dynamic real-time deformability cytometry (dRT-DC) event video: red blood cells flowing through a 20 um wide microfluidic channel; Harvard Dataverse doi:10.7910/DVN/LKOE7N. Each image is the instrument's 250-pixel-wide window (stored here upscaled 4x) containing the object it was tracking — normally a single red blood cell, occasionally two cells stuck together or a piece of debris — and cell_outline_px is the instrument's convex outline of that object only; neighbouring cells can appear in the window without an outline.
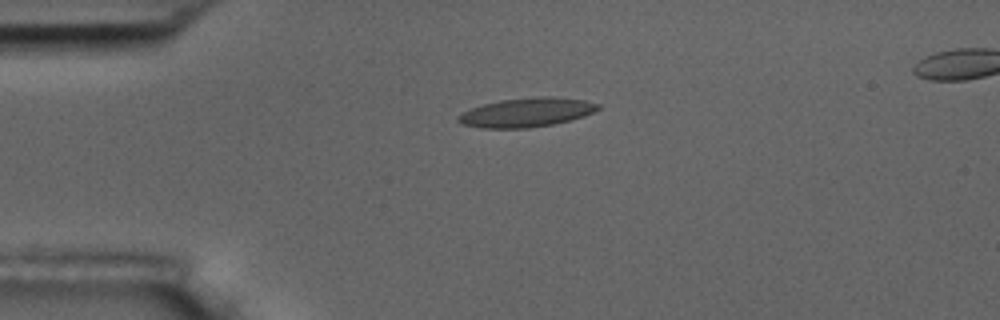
{"species": "common noctule bat (a hibernating species)", "species_latin": "Nyctalus noctula", "temperature_condition": "room temperature", "stored_images_in_passage": 2, "camera_frame_rate_fps": 3000, "um_per_image_px": 0.085, "animal": {"sex": "male", "body_mass_g": 17.5, "forearm_length_mm": 52.3}, "frame": {"image": 1, "passage_image": 1, "time_ms": 0.0, "image_size_px": [1000, 320], "cell_outline_px": [[600, 108], [584, 116], [552, 124], [528, 128], [480, 128], [464, 124], [456, 120], [456, 116], [460, 112], [484, 104], [500, 100], [536, 96], [552, 96], [584, 100], [600, 104]], "centroid_in_image_um": [44.73, 9.55], "position_along_channel_um": 40.3, "area_um2": 23.7}}